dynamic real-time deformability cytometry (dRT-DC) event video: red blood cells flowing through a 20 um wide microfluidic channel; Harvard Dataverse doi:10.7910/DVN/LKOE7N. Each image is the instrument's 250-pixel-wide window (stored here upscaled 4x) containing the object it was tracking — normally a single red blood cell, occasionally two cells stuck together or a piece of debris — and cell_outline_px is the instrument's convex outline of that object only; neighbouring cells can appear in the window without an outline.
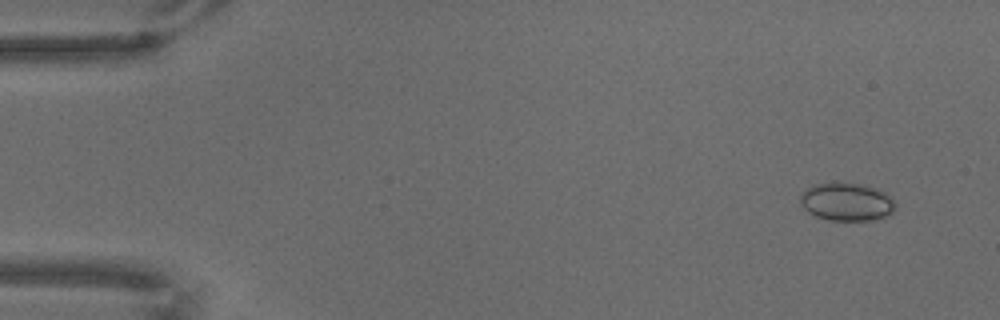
{"species": "common noctule bat (a hibernating species)", "species_latin": "Nyctalus noctula", "temperature_condition": "warm", "stored_images_in_passage": 70, "camera_frame_rate_fps": 3000, "um_per_image_px": 0.085, "animal": {"sex": "male", "body_mass_g": 18.8}, "frame": {"image": 1, "passage_image": 5, "time_ms": 1.333, "image_size_px": [1000, 320], "cell_outline_px": [[896, 208], [888, 216], [872, 220], [828, 220], [812, 216], [800, 204], [800, 192], [812, 184], [832, 180], [836, 180], [864, 184], [876, 188], [892, 196], [896, 204]], "centroid_in_image_um": [71.93, 17.11], "position_along_channel_um": 13.1, "area_um2": 22.08}}
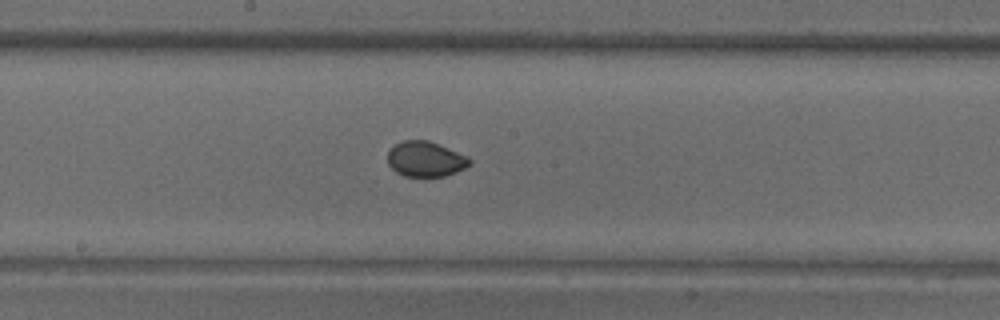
{"frame": {"image": 2, "passage_image": 38, "time_ms": 12.333, "image_size_px": [1000, 320], "cell_outline_px": [[472, 164], [456, 172], [444, 176], [404, 176], [396, 172], [388, 164], [388, 152], [396, 144], [404, 140], [428, 140], [468, 156], [472, 160]], "centroid_in_image_um": [36.19, 13.52], "position_along_channel_um": 212.0, "area_um2": 16.76}}
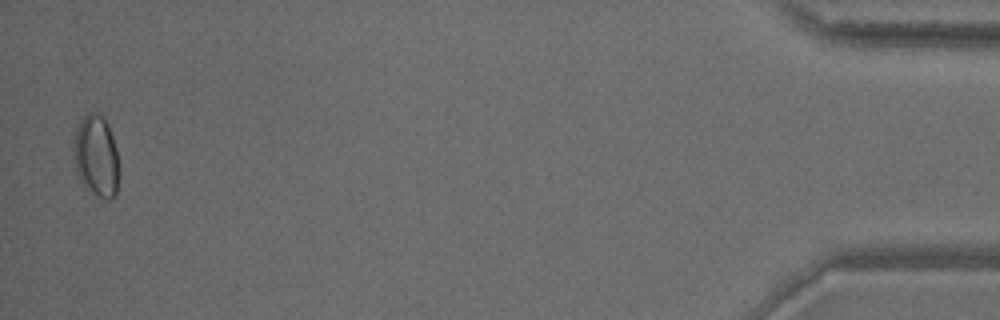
{"frame": {"image": 3, "passage_image": 69, "time_ms": 22.667, "image_size_px": [1000, 320], "cell_outline_px": [[120, 176], [116, 196], [112, 200], [104, 200], [92, 192], [80, 180], [72, 156], [72, 144], [80, 120], [88, 112], [96, 112], [104, 116], [108, 124], [116, 148]], "centroid_in_image_um": [8.2, 13.28], "position_along_channel_um": 427.0, "area_um2": 22.08}}